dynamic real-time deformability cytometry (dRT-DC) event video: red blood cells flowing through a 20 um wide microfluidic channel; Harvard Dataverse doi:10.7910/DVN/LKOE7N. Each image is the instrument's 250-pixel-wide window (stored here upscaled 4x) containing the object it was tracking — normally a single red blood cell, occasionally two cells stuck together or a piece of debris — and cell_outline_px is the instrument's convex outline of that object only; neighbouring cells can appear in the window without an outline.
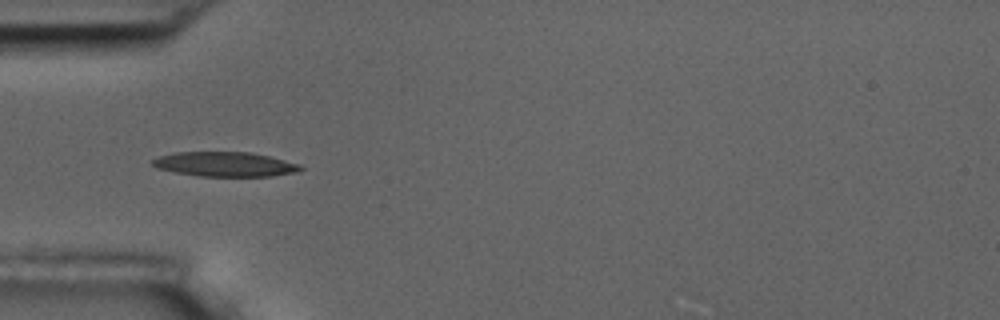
{"species": "common noctule bat (a hibernating species)", "species_latin": "Nyctalus noctula", "temperature_condition": "room temperature", "stored_images_in_passage": 15, "camera_frame_rate_fps": 3000, "um_per_image_px": 0.085, "animal": {"sex": "male", "body_mass_g": 17.5, "forearm_length_mm": 52.3}, "frame": {"image": 1, "passage_image": 5, "time_ms": 5.667, "image_size_px": [1000, 320], "cell_outline_px": [[304, 168], [300, 172], [272, 176], [200, 176], [176, 172], [156, 168], [152, 164], [152, 160], [160, 156], [176, 152], [252, 152], [300, 164]], "centroid_in_image_um": [19.16, 13.96], "position_along_channel_um": 65.8, "area_um2": 21.21}}
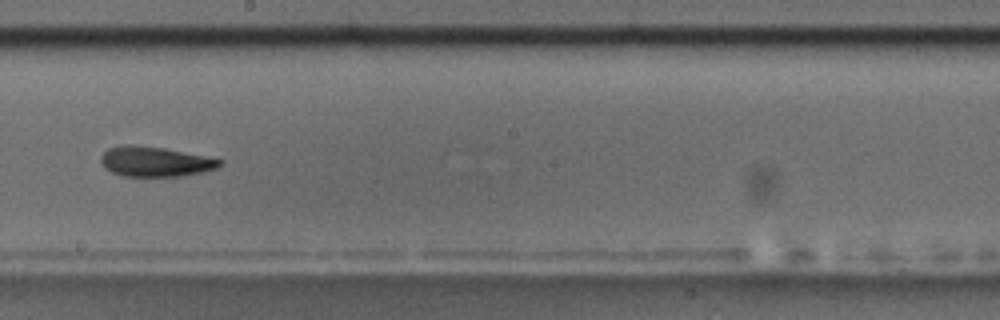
{"frame": {"image": 2, "passage_image": 9, "time_ms": 10.333, "image_size_px": [1000, 320], "cell_outline_px": [[224, 160], [216, 168], [204, 172], [184, 176], [124, 176], [112, 172], [104, 168], [100, 160], [100, 156], [108, 148], [128, 144], [136, 144], [164, 148]], "centroid_in_image_um": [13.16, 13.73], "position_along_channel_um": 235.0, "area_um2": 20.81}, "authors_computed_cell_mechanics": {"area_um2": 20.2878, "velocity_mm_per_s": 3.6388, "shape_relaxation_time_tau1_ms": 9.5761, "shape_relaxation_time_tau2_ms": 5.1775, "deformation_change_tau1": 0.1861, "deformation_change_tau2": 0.1208}}